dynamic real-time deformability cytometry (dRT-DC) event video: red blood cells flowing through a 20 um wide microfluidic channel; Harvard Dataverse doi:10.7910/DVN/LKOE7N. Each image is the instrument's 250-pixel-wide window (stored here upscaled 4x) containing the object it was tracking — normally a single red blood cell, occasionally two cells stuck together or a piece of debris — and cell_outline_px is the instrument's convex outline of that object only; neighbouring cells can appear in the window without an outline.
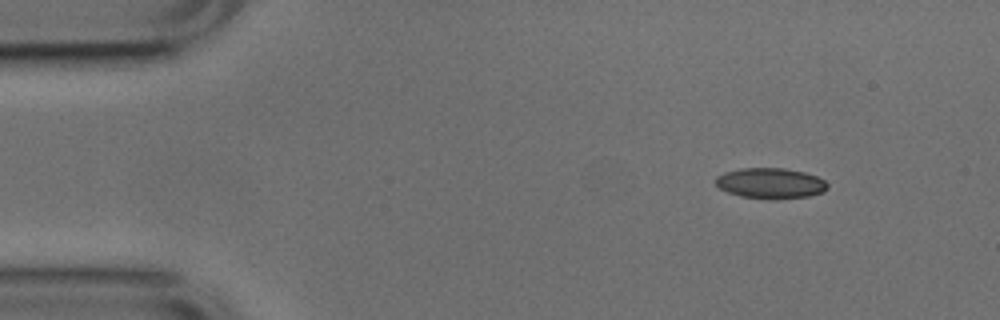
{"species": "common noctule bat (a hibernating species)", "species_latin": "Nyctalus noctula", "temperature_condition": "cold", "stored_images_in_passage": 3, "camera_frame_rate_fps": 3000, "um_per_image_px": 0.085, "animal": {"sex": "male", "body_mass_g": 17.9, "forearm_length_mm": 54.2}, "frame": {"image": 1, "passage_image": 1, "time_ms": 0.0, "image_size_px": [1000, 320], "cell_outline_px": [[828, 188], [824, 192], [808, 196], [772, 200], [740, 196], [728, 192], [720, 188], [716, 184], [716, 176], [724, 172], [740, 168], [784, 168], [804, 172], [816, 176], [824, 180], [828, 184]], "centroid_in_image_um": [65.5, 15.58], "position_along_channel_um": 19.5, "area_um2": 20.06}}